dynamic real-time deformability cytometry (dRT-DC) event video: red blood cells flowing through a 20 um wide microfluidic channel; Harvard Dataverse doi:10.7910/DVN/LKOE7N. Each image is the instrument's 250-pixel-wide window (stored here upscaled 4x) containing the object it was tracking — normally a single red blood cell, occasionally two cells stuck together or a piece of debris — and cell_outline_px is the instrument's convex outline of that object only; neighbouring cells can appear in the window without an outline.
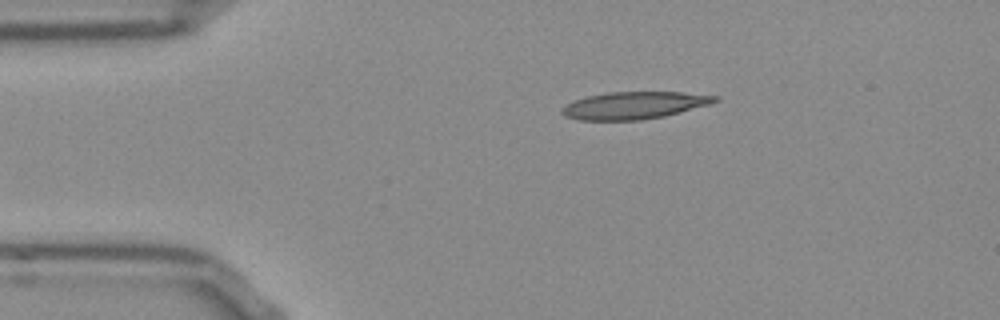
{"species": "Egyptian fruit bat (a non-hibernating species)", "species_latin": "Rousettus aegyptiacus", "temperature_condition": "room temperature", "stored_images_in_passage": 44, "camera_frame_rate_fps": 3000, "um_per_image_px": 0.085, "frame": {"image": 1, "passage_image": 1, "time_ms": 0.0, "image_size_px": [1000, 320], "cell_outline_px": [[720, 100], [712, 104], [664, 116], [640, 120], [580, 120], [564, 116], [560, 112], [560, 108], [576, 100], [588, 96], [608, 92], [680, 92], [720, 96]], "centroid_in_image_um": [53.94, 8.95], "position_along_channel_um": 31.1, "area_um2": 24.33}}
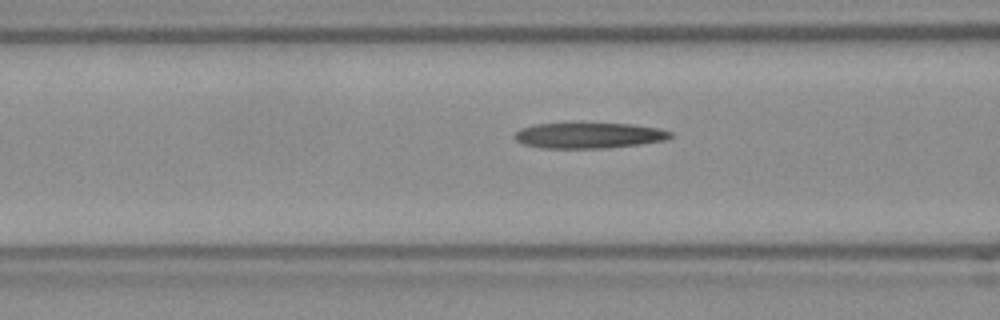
{"frame": {"image": 2, "passage_image": 11, "time_ms": 3.333, "image_size_px": [1000, 320], "cell_outline_px": [[672, 136], [668, 140], [640, 144], [604, 148], [540, 148], [524, 144], [516, 140], [512, 136], [520, 128], [536, 124], [568, 120], [572, 120], [632, 124], [660, 128], [672, 132]], "centroid_in_image_um": [50.02, 11.46], "position_along_channel_um": 116.6, "area_um2": 24.68}}
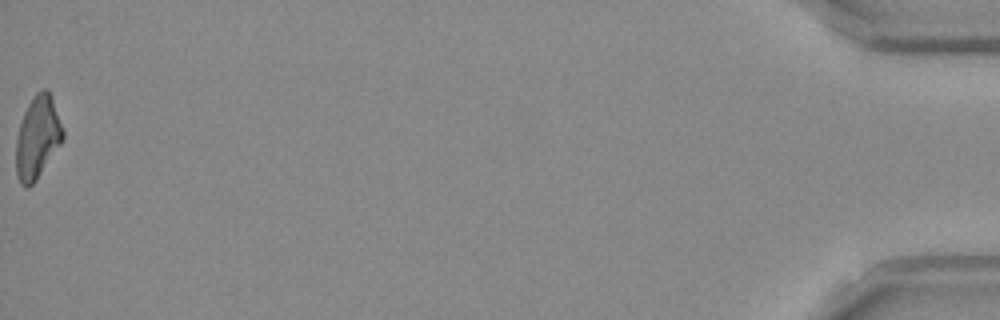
{"frame": {"image": 3, "passage_image": 44, "time_ms": 14.333, "image_size_px": [1000, 320], "cell_outline_px": [[64, 140], [36, 180], [28, 188], [20, 184], [16, 176], [16, 140], [20, 124], [24, 112], [28, 104], [36, 92], [40, 88], [48, 88], [52, 96], [64, 128]], "centroid_in_image_um": [3.21, 11.66], "position_along_channel_um": 432.0, "area_um2": 22.89}, "authors_computed_cell_mechanics": {"area_um2": 23.409, "velocity_mm_per_s": 3.8329, "shape_relaxation_time_tau1_ms": null, "shape_relaxation_time_tau2_ms": 4.2268, "deformation_change_tau1": null, "deformation_change_tau2": 0.188}}